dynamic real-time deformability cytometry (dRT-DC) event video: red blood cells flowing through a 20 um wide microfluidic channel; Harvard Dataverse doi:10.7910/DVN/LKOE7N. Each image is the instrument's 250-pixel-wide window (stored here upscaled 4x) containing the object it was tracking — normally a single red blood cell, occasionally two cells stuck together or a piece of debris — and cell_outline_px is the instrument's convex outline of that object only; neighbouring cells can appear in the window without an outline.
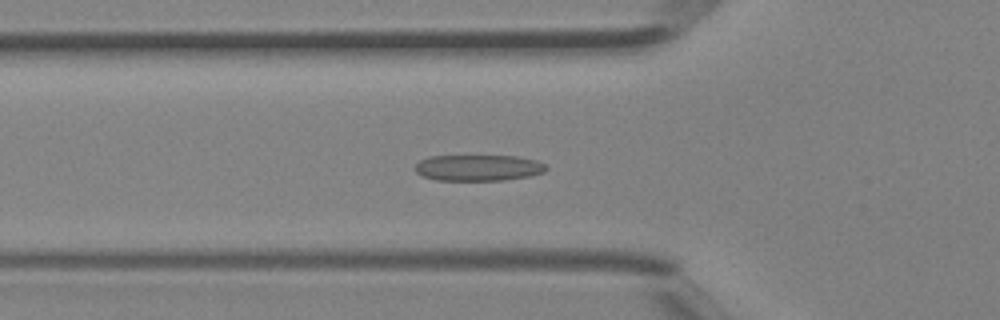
{"species": "Egyptian fruit bat (a non-hibernating species)", "species_latin": "Rousettus aegyptiacus", "temperature_condition": "room temperature", "stored_images_in_passage": 33, "camera_frame_rate_fps": 3000, "um_per_image_px": 0.085, "animal": {"sex": "female"}, "frame": {"image": 1, "passage_image": 5, "time_ms": 1.333, "image_size_px": [1000, 320], "cell_outline_px": [[548, 168], [544, 172], [528, 176], [504, 180], [436, 180], [424, 176], [416, 172], [416, 164], [420, 160], [428, 156], [516, 156], [536, 160], [544, 164]], "centroid_in_image_um": [40.66, 14.25], "position_along_channel_um": 85.1, "area_um2": 19.83}}
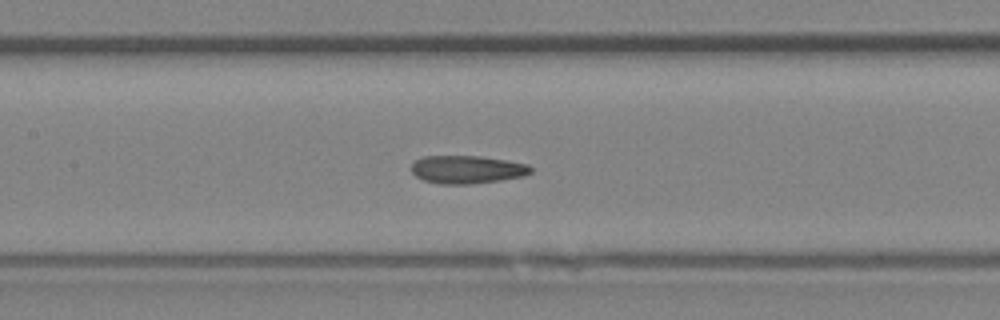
{"frame": {"image": 2, "passage_image": 10, "time_ms": 3.0, "image_size_px": [1000, 320], "cell_outline_px": [[532, 172], [524, 176], [500, 180], [468, 184], [440, 184], [424, 180], [416, 176], [412, 172], [412, 164], [416, 160], [424, 156], [480, 156], [528, 164], [532, 168]], "centroid_in_image_um": [39.7, 14.41], "position_along_channel_um": 167.7, "area_um2": 19.36}}
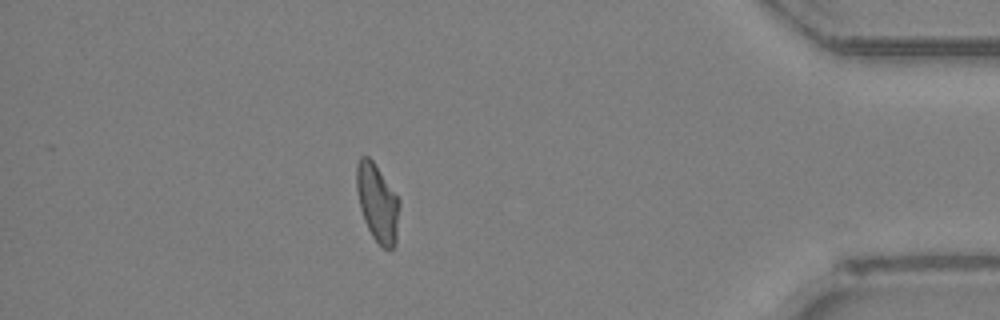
{"frame": {"image": 3, "passage_image": 27, "time_ms": 8.667, "image_size_px": [1000, 320], "cell_outline_px": [[400, 204], [396, 244], [392, 248], [384, 248], [372, 236], [364, 220], [360, 208], [356, 188], [356, 164], [360, 156], [368, 156], [372, 160], [400, 200]], "centroid_in_image_um": [32.08, 17.23], "position_along_channel_um": 403.1, "area_um2": 19.36}}